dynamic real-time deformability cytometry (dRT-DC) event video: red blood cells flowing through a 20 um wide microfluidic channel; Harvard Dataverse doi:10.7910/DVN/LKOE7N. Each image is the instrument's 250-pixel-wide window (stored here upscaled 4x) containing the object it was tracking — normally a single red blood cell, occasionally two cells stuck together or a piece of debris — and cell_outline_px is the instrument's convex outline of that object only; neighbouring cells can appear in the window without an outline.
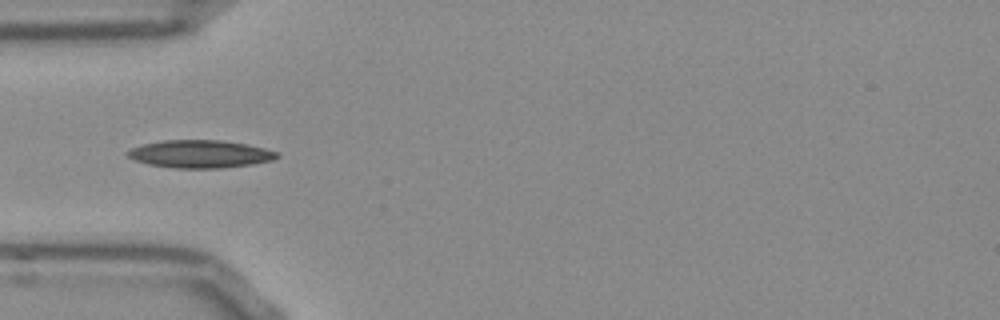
{"species": "Egyptian fruit bat (a non-hibernating species)", "species_latin": "Rousettus aegyptiacus", "temperature_condition": "room temperature", "stored_images_in_passage": 15, "camera_frame_rate_fps": 3000, "um_per_image_px": 0.085, "frame": {"image": 1, "passage_image": 3, "time_ms": 0.667, "image_size_px": [1000, 320], "cell_outline_px": [[280, 156], [272, 160], [252, 164], [220, 168], [176, 168], [148, 164], [136, 160], [128, 156], [124, 152], [132, 148], [144, 144], [164, 140], [220, 140], [244, 144], [264, 148], [280, 152]], "centroid_in_image_um": [17.02, 13.09], "position_along_channel_um": 68.0, "area_um2": 23.99}}